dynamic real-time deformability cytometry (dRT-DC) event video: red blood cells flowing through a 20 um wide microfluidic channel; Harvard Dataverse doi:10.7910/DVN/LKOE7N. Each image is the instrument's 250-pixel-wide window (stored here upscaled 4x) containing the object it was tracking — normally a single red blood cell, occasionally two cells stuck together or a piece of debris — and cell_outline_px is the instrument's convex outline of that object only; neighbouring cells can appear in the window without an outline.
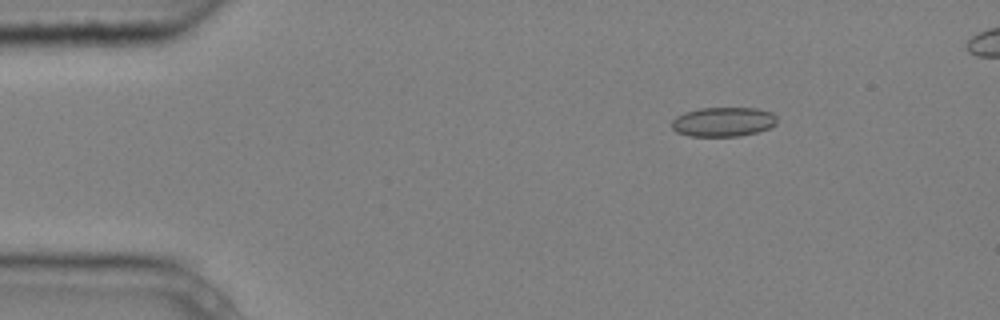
{"species": "common noctule bat (a hibernating species)", "species_latin": "Nyctalus noctula", "temperature_condition": "cold", "stored_images_in_passage": 5, "camera_frame_rate_fps": 3000, "um_per_image_px": 0.085, "animal": {"sex": "male", "body_mass_g": 20.4}, "frame": {"image": 1, "passage_image": 2, "time_ms": 0.333, "image_size_px": [1000, 320], "cell_outline_px": [[776, 124], [768, 128], [756, 132], [740, 136], [688, 136], [676, 132], [672, 128], [672, 120], [676, 116], [684, 112], [700, 108], [756, 108], [772, 112], [776, 116]], "centroid_in_image_um": [61.45, 10.35], "position_along_channel_um": 23.5, "area_um2": 18.09}}